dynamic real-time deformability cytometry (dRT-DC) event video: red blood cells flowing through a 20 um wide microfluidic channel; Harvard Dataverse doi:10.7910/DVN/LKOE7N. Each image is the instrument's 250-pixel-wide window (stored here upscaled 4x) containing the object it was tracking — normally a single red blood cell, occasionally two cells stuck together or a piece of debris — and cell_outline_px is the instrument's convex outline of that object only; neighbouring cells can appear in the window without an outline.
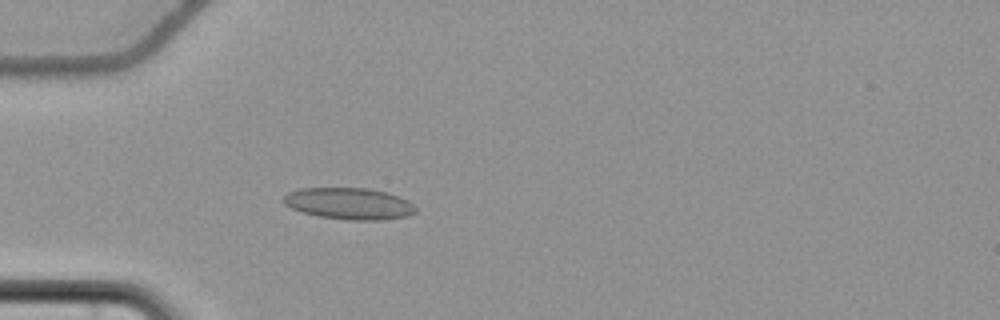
{"species": "common noctule bat (a hibernating species)", "species_latin": "Nyctalus noctula", "temperature_condition": "cold", "stored_images_in_passage": 57, "camera_frame_rate_fps": 3000, "um_per_image_px": 0.085, "animal": {"sex": "female", "body_mass_g": 22.7, "forearm_length_mm": 54.2}, "frame": {"image": 1, "passage_image": 18, "time_ms": 5.667, "image_size_px": [1000, 320], "cell_outline_px": [[416, 212], [408, 216], [380, 220], [348, 220], [320, 216], [304, 212], [292, 208], [284, 204], [280, 200], [288, 192], [300, 188], [368, 188], [388, 192], [408, 200], [416, 208]], "centroid_in_image_um": [29.68, 17.3], "position_along_channel_um": 55.3, "area_um2": 24.39}}
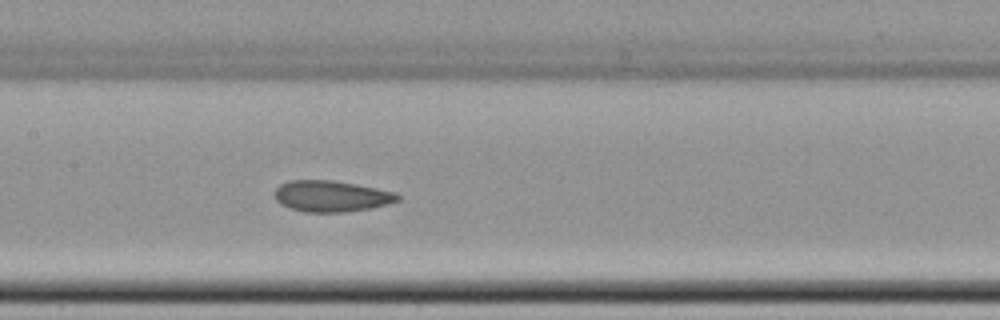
{"frame": {"image": 2, "passage_image": 29, "time_ms": 9.333, "image_size_px": [1000, 320], "cell_outline_px": [[400, 200], [388, 204], [368, 208], [344, 212], [304, 212], [280, 204], [276, 200], [276, 188], [280, 184], [288, 180], [332, 180], [356, 184], [396, 192], [400, 196]], "centroid_in_image_um": [28.17, 16.67], "position_along_channel_um": 179.2, "area_um2": 22.25}}
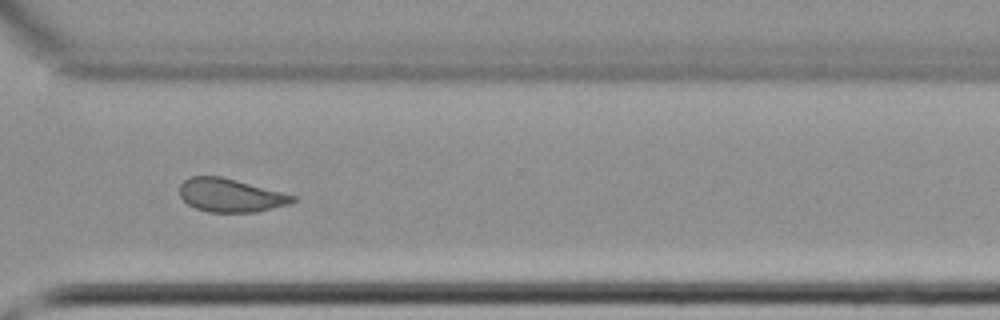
{"frame": {"image": 3, "passage_image": 43, "time_ms": 14.0, "image_size_px": [1000, 320], "cell_outline_px": [[296, 200], [288, 204], [256, 212], [208, 212], [196, 208], [188, 204], [180, 196], [180, 184], [184, 180], [192, 176], [220, 176], [236, 180], [296, 196]], "centroid_in_image_um": [19.56, 16.6], "position_along_channel_um": 351.0, "area_um2": 21.73}, "authors_computed_cell_mechanics": {"area_um2": 22.9466, "velocity_mm_per_s": 3.6778, "shape_relaxation_time_tau1_ms": null, "shape_relaxation_time_tau2_ms": 2.1486, "deformation_change_tau1": null, "deformation_change_tau2": 0.0756}}